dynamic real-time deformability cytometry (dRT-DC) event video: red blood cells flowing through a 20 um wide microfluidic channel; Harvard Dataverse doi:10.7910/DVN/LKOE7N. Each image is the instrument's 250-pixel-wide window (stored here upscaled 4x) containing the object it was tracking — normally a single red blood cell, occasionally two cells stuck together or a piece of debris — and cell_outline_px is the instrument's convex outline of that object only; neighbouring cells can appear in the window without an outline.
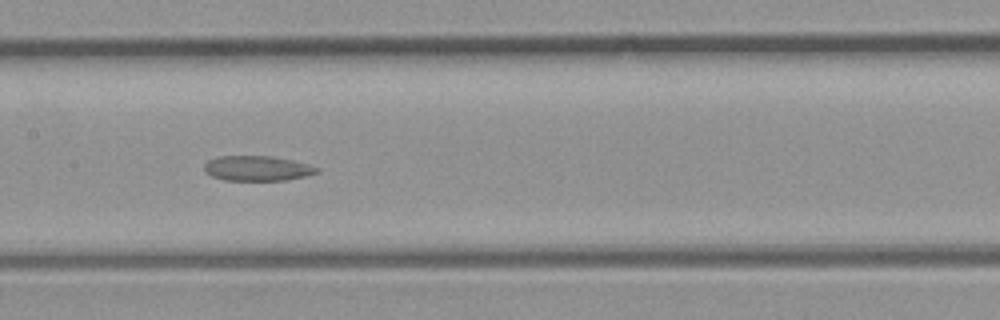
{"species": "common noctule bat (a hibernating species)", "species_latin": "Nyctalus noctula", "temperature_condition": "room temperature", "stored_images_in_passage": 34, "segment_of_instrument_passage": [2, 2], "camera_frame_rate_fps": 3000, "um_per_image_px": 0.085, "animal": {"sex": "male", "body_mass_g": 23.1, "forearm_length_mm": 52.7}, "frame": {"image": 1, "passage_image": 17, "time_ms": 5.333, "image_size_px": [1000, 320], "cell_outline_px": [[320, 172], [304, 176], [284, 180], [224, 180], [212, 176], [204, 172], [204, 164], [208, 160], [216, 156], [272, 156], [292, 160], [308, 164], [320, 168]], "centroid_in_image_um": [21.85, 14.3], "position_along_channel_um": 185.6, "area_um2": 16.47}}
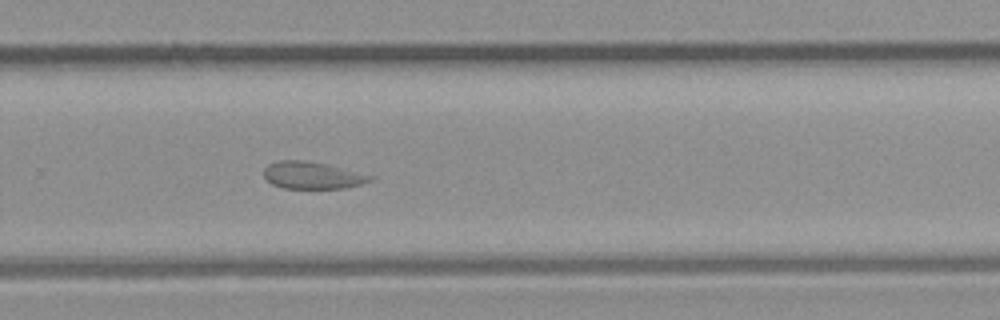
{"frame": {"image": 2, "passage_image": 23, "time_ms": 7.333, "image_size_px": [1000, 320], "cell_outline_px": [[376, 176], [372, 180], [360, 184], [344, 188], [284, 188], [272, 184], [264, 176], [264, 168], [268, 164], [280, 160], [304, 160], [328, 164]], "centroid_in_image_um": [26.56, 14.89], "position_along_channel_um": 303.2, "area_um2": 16.82}}
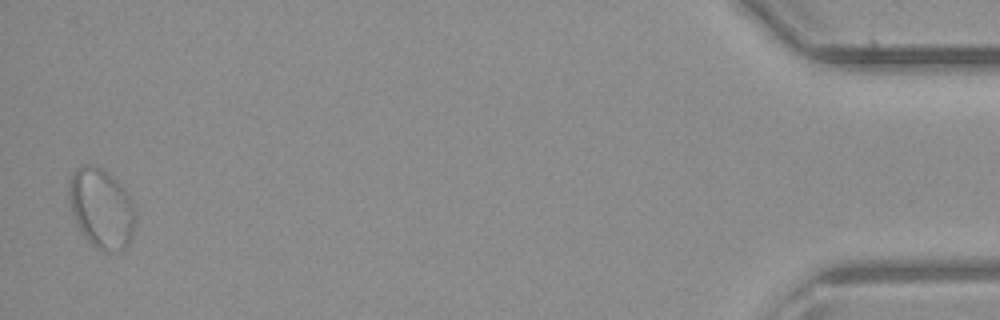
{"frame": {"image": 3, "passage_image": 34, "time_ms": 11.0, "image_size_px": [1000, 320], "cell_outline_px": [[136, 220], [132, 236], [128, 244], [124, 248], [116, 252], [108, 252], [96, 248], [84, 236], [72, 212], [68, 192], [68, 180], [72, 172], [76, 168], [88, 164], [100, 168], [112, 176], [116, 180], [128, 196], [136, 208]], "centroid_in_image_um": [8.62, 17.71], "position_along_channel_um": 426.6, "area_um2": 30.75}}